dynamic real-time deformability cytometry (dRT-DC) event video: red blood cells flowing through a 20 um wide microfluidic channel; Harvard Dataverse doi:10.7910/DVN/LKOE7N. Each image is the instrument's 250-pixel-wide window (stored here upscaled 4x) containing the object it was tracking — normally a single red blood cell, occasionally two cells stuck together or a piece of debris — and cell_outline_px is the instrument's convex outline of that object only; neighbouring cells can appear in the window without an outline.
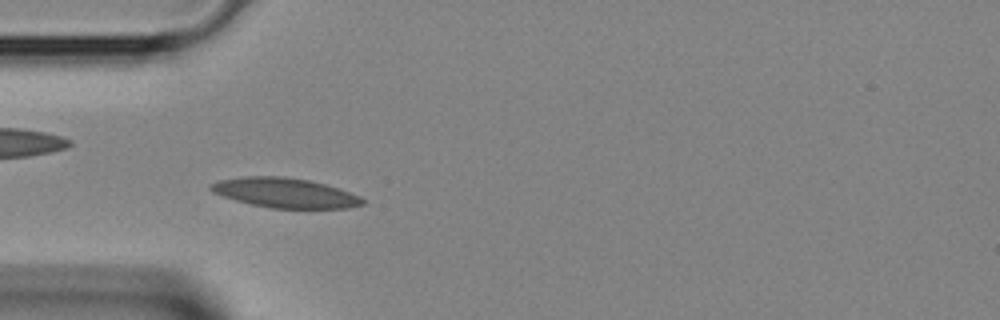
{"species": "Egyptian fruit bat (a non-hibernating species)", "species_latin": "Rousettus aegyptiacus", "temperature_condition": "room temperature", "stored_images_in_passage": 3, "camera_frame_rate_fps": 3000, "um_per_image_px": 0.085, "animal": {"sex": "female"}, "frame": {"image": 1, "passage_image": 3, "time_ms": 0.667, "image_size_px": [1000, 320], "cell_outline_px": [[368, 200], [364, 204], [348, 208], [272, 208], [252, 204], [236, 200], [212, 192], [208, 188], [208, 184], [220, 180], [244, 176], [284, 176], [308, 180], [324, 184], [360, 196]], "centroid_in_image_um": [24.22, 16.39], "position_along_channel_um": 60.8, "area_um2": 26.18}}